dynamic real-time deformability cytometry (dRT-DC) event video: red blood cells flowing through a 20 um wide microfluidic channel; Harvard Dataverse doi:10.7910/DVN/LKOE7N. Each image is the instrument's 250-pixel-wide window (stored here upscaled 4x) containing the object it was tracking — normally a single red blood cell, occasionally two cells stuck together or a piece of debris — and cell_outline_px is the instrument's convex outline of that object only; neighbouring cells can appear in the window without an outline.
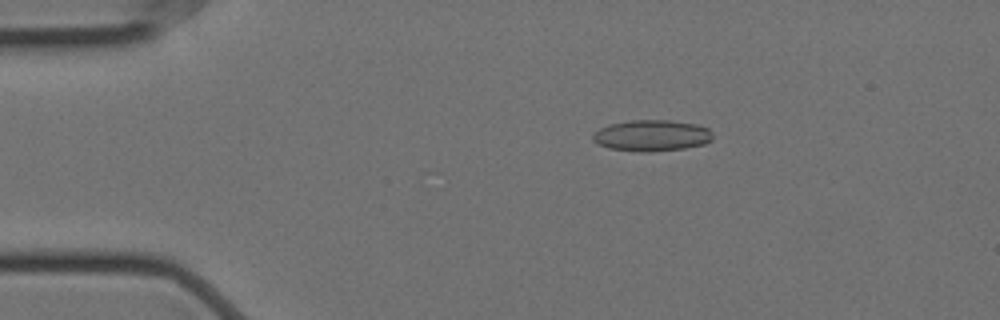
{"species": "Egyptian fruit bat (a non-hibernating species)", "species_latin": "Rousettus aegyptiacus", "temperature_condition": "cold", "stored_images_in_passage": 55, "camera_frame_rate_fps": 3000, "um_per_image_px": 0.085, "animal": {"sex": "female"}, "frame": {"image": 1, "passage_image": 8, "time_ms": 2.333, "image_size_px": [1000, 320], "cell_outline_px": [[712, 140], [704, 144], [684, 148], [648, 152], [640, 152], [608, 148], [596, 144], [592, 140], [592, 132], [608, 124], [632, 120], [668, 120], [696, 124], [708, 128], [712, 132]], "centroid_in_image_um": [55.35, 11.52], "position_along_channel_um": 29.6, "area_um2": 22.02}}
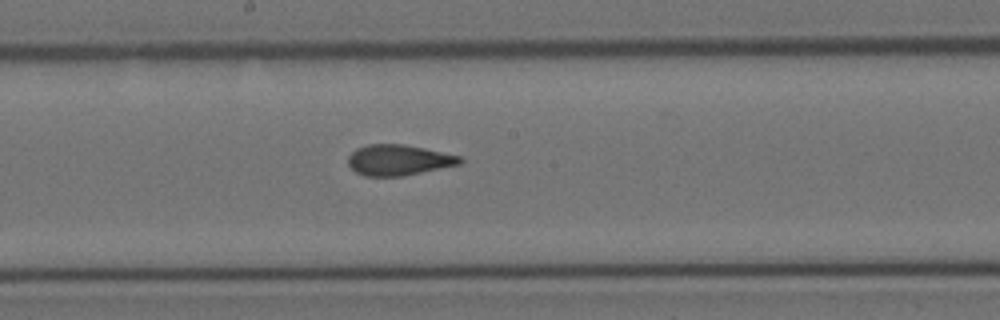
{"frame": {"image": 2, "passage_image": 28, "time_ms": 9.0, "image_size_px": [1000, 320], "cell_outline_px": [[464, 160], [460, 164], [404, 176], [364, 176], [356, 172], [348, 164], [348, 156], [356, 148], [368, 144], [404, 144], [424, 148], [460, 156]], "centroid_in_image_um": [33.87, 13.6], "position_along_channel_um": 214.3, "area_um2": 20.0}}
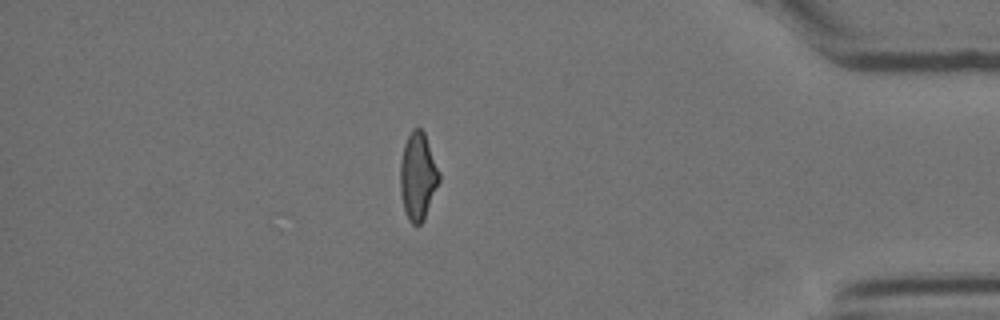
{"frame": {"image": 3, "passage_image": 47, "time_ms": 15.333, "image_size_px": [1000, 320], "cell_outline_px": [[440, 180], [424, 220], [420, 224], [412, 224], [408, 220], [404, 208], [400, 192], [400, 164], [404, 144], [412, 128], [420, 128], [424, 132], [440, 172]], "centroid_in_image_um": [35.52, 14.99], "position_along_channel_um": 399.7, "area_um2": 19.83}}